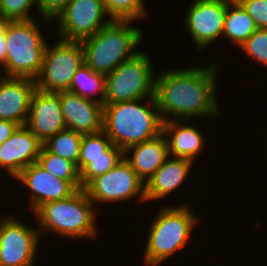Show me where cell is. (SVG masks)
<instances>
[{"label":"cell","instance_id":"cell-1","mask_svg":"<svg viewBox=\"0 0 267 266\" xmlns=\"http://www.w3.org/2000/svg\"><path fill=\"white\" fill-rule=\"evenodd\" d=\"M217 67L219 65L161 71L155 78L154 98L162 122L216 118L220 109Z\"/></svg>","mask_w":267,"mask_h":266},{"label":"cell","instance_id":"cell-2","mask_svg":"<svg viewBox=\"0 0 267 266\" xmlns=\"http://www.w3.org/2000/svg\"><path fill=\"white\" fill-rule=\"evenodd\" d=\"M142 100L103 105V131L113 145L123 151L162 133V120L155 98H146L147 106L142 104Z\"/></svg>","mask_w":267,"mask_h":266},{"label":"cell","instance_id":"cell-3","mask_svg":"<svg viewBox=\"0 0 267 266\" xmlns=\"http://www.w3.org/2000/svg\"><path fill=\"white\" fill-rule=\"evenodd\" d=\"M132 20L112 19L93 36L82 40L84 64L96 73L108 75L139 51L142 29L130 26Z\"/></svg>","mask_w":267,"mask_h":266},{"label":"cell","instance_id":"cell-4","mask_svg":"<svg viewBox=\"0 0 267 266\" xmlns=\"http://www.w3.org/2000/svg\"><path fill=\"white\" fill-rule=\"evenodd\" d=\"M85 190L77 189L65 199L50 201L41 205L35 212L40 235L45 231L54 232L63 237L95 238L97 235L96 210Z\"/></svg>","mask_w":267,"mask_h":266},{"label":"cell","instance_id":"cell-5","mask_svg":"<svg viewBox=\"0 0 267 266\" xmlns=\"http://www.w3.org/2000/svg\"><path fill=\"white\" fill-rule=\"evenodd\" d=\"M188 205L163 206L149 229L144 266H158L186 246L199 219Z\"/></svg>","mask_w":267,"mask_h":266},{"label":"cell","instance_id":"cell-6","mask_svg":"<svg viewBox=\"0 0 267 266\" xmlns=\"http://www.w3.org/2000/svg\"><path fill=\"white\" fill-rule=\"evenodd\" d=\"M35 20L7 21L4 77L30 78L39 75L47 41Z\"/></svg>","mask_w":267,"mask_h":266},{"label":"cell","instance_id":"cell-7","mask_svg":"<svg viewBox=\"0 0 267 266\" xmlns=\"http://www.w3.org/2000/svg\"><path fill=\"white\" fill-rule=\"evenodd\" d=\"M146 53L139 51L105 76L103 105L154 97L156 76Z\"/></svg>","mask_w":267,"mask_h":266},{"label":"cell","instance_id":"cell-8","mask_svg":"<svg viewBox=\"0 0 267 266\" xmlns=\"http://www.w3.org/2000/svg\"><path fill=\"white\" fill-rule=\"evenodd\" d=\"M83 65L81 42L59 38L54 46H46L42 68L35 79L36 89L48 93L69 91L75 73Z\"/></svg>","mask_w":267,"mask_h":266},{"label":"cell","instance_id":"cell-9","mask_svg":"<svg viewBox=\"0 0 267 266\" xmlns=\"http://www.w3.org/2000/svg\"><path fill=\"white\" fill-rule=\"evenodd\" d=\"M83 189L93 204L129 201L136 196L140 202L146 201L145 183L124 158L107 173L92 179Z\"/></svg>","mask_w":267,"mask_h":266},{"label":"cell","instance_id":"cell-10","mask_svg":"<svg viewBox=\"0 0 267 266\" xmlns=\"http://www.w3.org/2000/svg\"><path fill=\"white\" fill-rule=\"evenodd\" d=\"M107 14L102 0H72L54 18L59 25L58 38L81 42L112 20ZM105 16L109 19L103 20Z\"/></svg>","mask_w":267,"mask_h":266},{"label":"cell","instance_id":"cell-11","mask_svg":"<svg viewBox=\"0 0 267 266\" xmlns=\"http://www.w3.org/2000/svg\"><path fill=\"white\" fill-rule=\"evenodd\" d=\"M15 217L0 218V266H34L42 236Z\"/></svg>","mask_w":267,"mask_h":266},{"label":"cell","instance_id":"cell-12","mask_svg":"<svg viewBox=\"0 0 267 266\" xmlns=\"http://www.w3.org/2000/svg\"><path fill=\"white\" fill-rule=\"evenodd\" d=\"M228 0H194L185 16V25L198 51L223 36Z\"/></svg>","mask_w":267,"mask_h":266},{"label":"cell","instance_id":"cell-13","mask_svg":"<svg viewBox=\"0 0 267 266\" xmlns=\"http://www.w3.org/2000/svg\"><path fill=\"white\" fill-rule=\"evenodd\" d=\"M15 179L31 190L32 213L44 203L68 198L76 191L68 181L54 177L37 162L23 169Z\"/></svg>","mask_w":267,"mask_h":266},{"label":"cell","instance_id":"cell-14","mask_svg":"<svg viewBox=\"0 0 267 266\" xmlns=\"http://www.w3.org/2000/svg\"><path fill=\"white\" fill-rule=\"evenodd\" d=\"M42 143L66 129L62 116L59 93L35 90L30 102L25 125Z\"/></svg>","mask_w":267,"mask_h":266},{"label":"cell","instance_id":"cell-15","mask_svg":"<svg viewBox=\"0 0 267 266\" xmlns=\"http://www.w3.org/2000/svg\"><path fill=\"white\" fill-rule=\"evenodd\" d=\"M62 116L67 129L82 135L103 130V104L69 91L59 92Z\"/></svg>","mask_w":267,"mask_h":266},{"label":"cell","instance_id":"cell-16","mask_svg":"<svg viewBox=\"0 0 267 266\" xmlns=\"http://www.w3.org/2000/svg\"><path fill=\"white\" fill-rule=\"evenodd\" d=\"M43 143L25 126L0 145V167L15 178L23 169L37 162Z\"/></svg>","mask_w":267,"mask_h":266},{"label":"cell","instance_id":"cell-17","mask_svg":"<svg viewBox=\"0 0 267 266\" xmlns=\"http://www.w3.org/2000/svg\"><path fill=\"white\" fill-rule=\"evenodd\" d=\"M35 90L33 79L1 76L0 119L26 125Z\"/></svg>","mask_w":267,"mask_h":266},{"label":"cell","instance_id":"cell-18","mask_svg":"<svg viewBox=\"0 0 267 266\" xmlns=\"http://www.w3.org/2000/svg\"><path fill=\"white\" fill-rule=\"evenodd\" d=\"M131 151L133 155L128 157ZM168 157V143L163 133L151 140L130 146L124 150V159L145 184Z\"/></svg>","mask_w":267,"mask_h":266},{"label":"cell","instance_id":"cell-19","mask_svg":"<svg viewBox=\"0 0 267 266\" xmlns=\"http://www.w3.org/2000/svg\"><path fill=\"white\" fill-rule=\"evenodd\" d=\"M194 162L190 159L168 157L145 184L146 201L164 200L187 179Z\"/></svg>","mask_w":267,"mask_h":266},{"label":"cell","instance_id":"cell-20","mask_svg":"<svg viewBox=\"0 0 267 266\" xmlns=\"http://www.w3.org/2000/svg\"><path fill=\"white\" fill-rule=\"evenodd\" d=\"M188 120L162 122V133L165 135L169 156L190 159L193 162L204 146L205 138L198 128L187 125Z\"/></svg>","mask_w":267,"mask_h":266},{"label":"cell","instance_id":"cell-21","mask_svg":"<svg viewBox=\"0 0 267 266\" xmlns=\"http://www.w3.org/2000/svg\"><path fill=\"white\" fill-rule=\"evenodd\" d=\"M258 28L238 1H229L224 18L223 36L240 47Z\"/></svg>","mask_w":267,"mask_h":266},{"label":"cell","instance_id":"cell-22","mask_svg":"<svg viewBox=\"0 0 267 266\" xmlns=\"http://www.w3.org/2000/svg\"><path fill=\"white\" fill-rule=\"evenodd\" d=\"M98 158H124V151L113 145L103 130L83 135L80 146L79 173L90 163V159Z\"/></svg>","mask_w":267,"mask_h":266},{"label":"cell","instance_id":"cell-23","mask_svg":"<svg viewBox=\"0 0 267 266\" xmlns=\"http://www.w3.org/2000/svg\"><path fill=\"white\" fill-rule=\"evenodd\" d=\"M105 88V75L94 72L84 64L75 73L69 92L103 104ZM96 93L100 98H95Z\"/></svg>","mask_w":267,"mask_h":266},{"label":"cell","instance_id":"cell-24","mask_svg":"<svg viewBox=\"0 0 267 266\" xmlns=\"http://www.w3.org/2000/svg\"><path fill=\"white\" fill-rule=\"evenodd\" d=\"M83 135L71 129H64L49 137L43 147L50 153L59 155L77 166L79 171L80 146Z\"/></svg>","mask_w":267,"mask_h":266},{"label":"cell","instance_id":"cell-25","mask_svg":"<svg viewBox=\"0 0 267 266\" xmlns=\"http://www.w3.org/2000/svg\"><path fill=\"white\" fill-rule=\"evenodd\" d=\"M37 163L54 177L68 181L76 190L82 189L80 173L77 166L71 161L48 152L42 146Z\"/></svg>","mask_w":267,"mask_h":266},{"label":"cell","instance_id":"cell-26","mask_svg":"<svg viewBox=\"0 0 267 266\" xmlns=\"http://www.w3.org/2000/svg\"><path fill=\"white\" fill-rule=\"evenodd\" d=\"M111 19L140 20L146 16L144 0H102Z\"/></svg>","mask_w":267,"mask_h":266},{"label":"cell","instance_id":"cell-27","mask_svg":"<svg viewBox=\"0 0 267 266\" xmlns=\"http://www.w3.org/2000/svg\"><path fill=\"white\" fill-rule=\"evenodd\" d=\"M34 5L37 6V0H0V12L6 21L32 20L29 10Z\"/></svg>","mask_w":267,"mask_h":266},{"label":"cell","instance_id":"cell-28","mask_svg":"<svg viewBox=\"0 0 267 266\" xmlns=\"http://www.w3.org/2000/svg\"><path fill=\"white\" fill-rule=\"evenodd\" d=\"M240 49L254 61L267 67V29H257Z\"/></svg>","mask_w":267,"mask_h":266},{"label":"cell","instance_id":"cell-29","mask_svg":"<svg viewBox=\"0 0 267 266\" xmlns=\"http://www.w3.org/2000/svg\"><path fill=\"white\" fill-rule=\"evenodd\" d=\"M123 158L90 159V163L80 172V182L84 188L92 179L103 175L116 166Z\"/></svg>","mask_w":267,"mask_h":266},{"label":"cell","instance_id":"cell-30","mask_svg":"<svg viewBox=\"0 0 267 266\" xmlns=\"http://www.w3.org/2000/svg\"><path fill=\"white\" fill-rule=\"evenodd\" d=\"M258 29H267V0H238Z\"/></svg>","mask_w":267,"mask_h":266},{"label":"cell","instance_id":"cell-31","mask_svg":"<svg viewBox=\"0 0 267 266\" xmlns=\"http://www.w3.org/2000/svg\"><path fill=\"white\" fill-rule=\"evenodd\" d=\"M72 0H37V9L43 20L51 21L71 2Z\"/></svg>","mask_w":267,"mask_h":266},{"label":"cell","instance_id":"cell-32","mask_svg":"<svg viewBox=\"0 0 267 266\" xmlns=\"http://www.w3.org/2000/svg\"><path fill=\"white\" fill-rule=\"evenodd\" d=\"M20 125L0 119V145L4 143L18 129Z\"/></svg>","mask_w":267,"mask_h":266},{"label":"cell","instance_id":"cell-33","mask_svg":"<svg viewBox=\"0 0 267 266\" xmlns=\"http://www.w3.org/2000/svg\"><path fill=\"white\" fill-rule=\"evenodd\" d=\"M7 21L5 19L0 20V66L3 68L6 63L7 45L5 39V29Z\"/></svg>","mask_w":267,"mask_h":266}]
</instances>
